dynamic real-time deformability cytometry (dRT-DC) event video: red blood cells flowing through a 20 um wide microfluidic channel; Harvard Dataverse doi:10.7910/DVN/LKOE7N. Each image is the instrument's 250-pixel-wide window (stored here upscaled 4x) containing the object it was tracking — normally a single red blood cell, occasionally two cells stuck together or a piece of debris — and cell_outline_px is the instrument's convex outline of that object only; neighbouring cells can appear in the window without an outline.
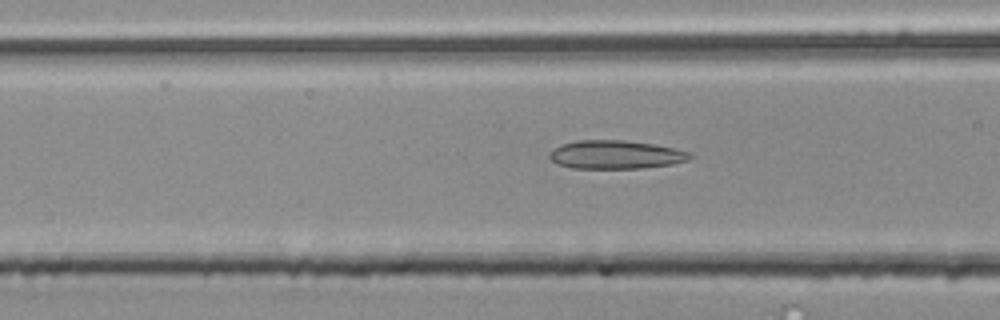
{"species": "common noctule bat (a hibernating species)", "species_latin": "Nyctalus noctula", "temperature_condition": "room temperature", "stored_images_in_passage": 9, "camera_frame_rate_fps": 3000, "um_per_image_px": 0.085, "animal": {"sex": "male", "body_mass_g": 20.4}, "frame": {"image": 1, "passage_image": 7, "time_ms": 2.0, "image_size_px": [1000, 320], "cell_outline_px": [[692, 156], [688, 160], [672, 164], [640, 168], [572, 168], [556, 164], [548, 156], [560, 144], [576, 140], [624, 140], [652, 144], [676, 148], [692, 152]], "centroid_in_image_um": [52.35, 13.14], "position_along_channel_um": 114.3, "area_um2": 23.29}}